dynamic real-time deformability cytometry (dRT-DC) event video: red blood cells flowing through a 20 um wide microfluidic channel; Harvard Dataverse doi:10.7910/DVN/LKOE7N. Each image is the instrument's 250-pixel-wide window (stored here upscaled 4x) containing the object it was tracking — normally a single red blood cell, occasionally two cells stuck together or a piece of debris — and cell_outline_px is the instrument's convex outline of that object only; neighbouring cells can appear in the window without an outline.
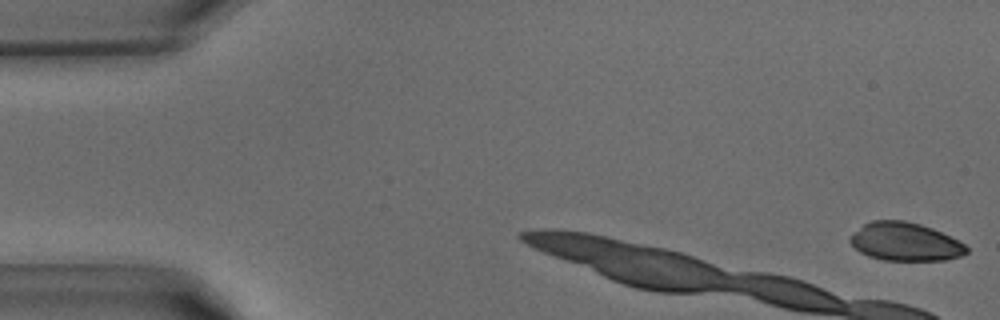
{"species": "common noctule bat (a hibernating species)", "species_latin": "Nyctalus noctula", "temperature_condition": "warm", "stored_images_in_passage": 4, "camera_frame_rate_fps": 3000, "um_per_image_px": 0.085, "animal": {"sex": "male", "body_mass_g": 15.6}, "frame": {"image": 1, "passage_image": 1, "time_ms": 0.0, "image_size_px": [1000, 320], "cell_outline_px": [[968, 252], [960, 256], [944, 260], [884, 260], [868, 256], [860, 252], [848, 240], [864, 224], [872, 220], [904, 220], [920, 224], [932, 228], [964, 244], [968, 248]], "centroid_in_image_um": [76.94, 20.55], "position_along_channel_um": 8.1, "area_um2": 25.61}}